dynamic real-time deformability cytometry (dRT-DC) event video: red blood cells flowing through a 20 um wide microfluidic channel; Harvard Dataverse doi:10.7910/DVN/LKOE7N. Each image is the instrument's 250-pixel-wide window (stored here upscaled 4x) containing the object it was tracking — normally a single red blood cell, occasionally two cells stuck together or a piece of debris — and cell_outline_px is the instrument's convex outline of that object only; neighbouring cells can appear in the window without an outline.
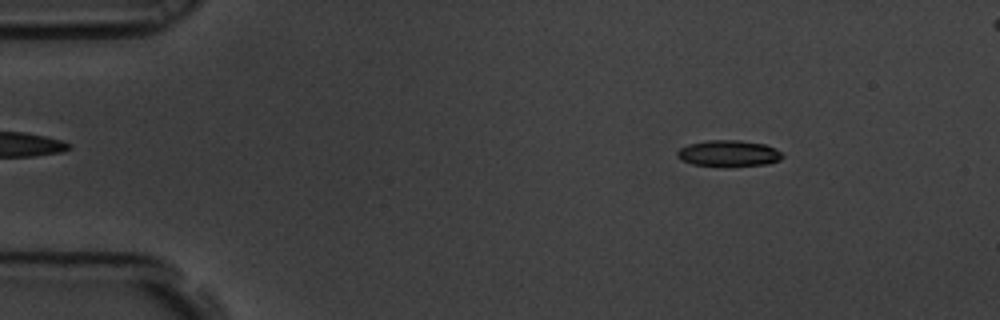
{"species": "common noctule bat (a hibernating species)", "species_latin": "Nyctalus noctula", "temperature_condition": "room temperature", "stored_images_in_passage": 52, "camera_frame_rate_fps": 3000, "um_per_image_px": 0.085, "animal": {"sex": "male", "body_mass_g": 19.5, "forearm_length_mm": 54.6}, "frame": {"image": 1, "passage_image": 1, "time_ms": 0.0, "image_size_px": [1000, 320], "cell_outline_px": [[784, 156], [780, 160], [768, 164], [728, 168], [724, 168], [692, 164], [676, 156], [676, 152], [680, 148], [688, 144], [708, 140], [740, 140], [764, 144], [780, 152]], "centroid_in_image_um": [61.92, 13.07], "position_along_channel_um": 23.1, "area_um2": 16.47}}
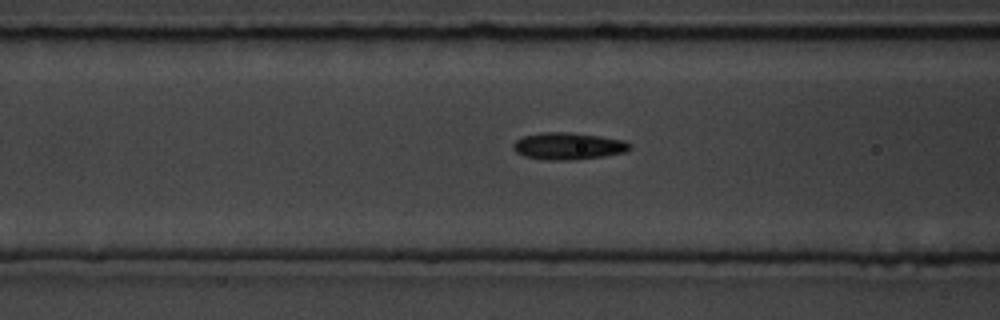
{"frame": {"image": 2, "passage_image": 16, "time_ms": 5.0, "image_size_px": [1000, 320], "cell_outline_px": [[632, 148], [624, 152], [604, 156], [572, 160], [544, 160], [524, 156], [516, 152], [512, 148], [512, 144], [516, 140], [524, 136], [544, 132], [568, 132], [600, 136], [624, 140], [632, 144]], "centroid_in_image_um": [48.3, 12.42], "position_along_channel_um": 118.3, "area_um2": 18.44}}
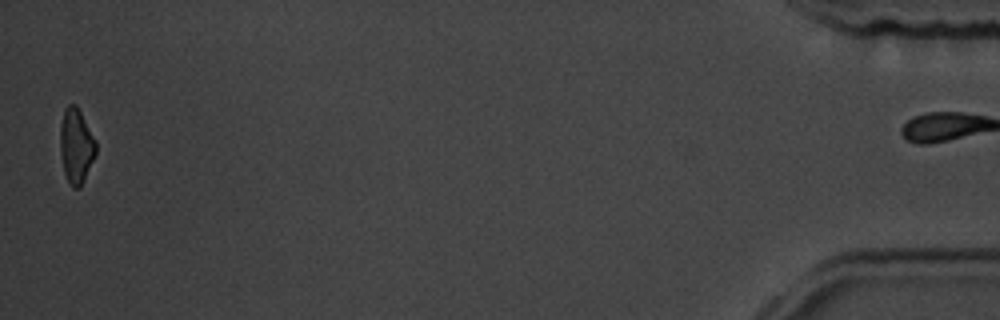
{"frame": {"image": 3, "passage_image": 51, "time_ms": 16.667, "image_size_px": [1000, 320], "cell_outline_px": [[96, 152], [84, 180], [80, 188], [72, 188], [64, 172], [60, 152], [60, 124], [64, 108], [68, 104], [76, 104], [96, 140]], "centroid_in_image_um": [6.46, 12.37], "position_along_channel_um": 428.7, "area_um2": 15.61}, "authors_computed_cell_mechanics": {"area_um2": 17.0221, "velocity_mm_per_s": 3.4718, "shape_relaxation_time_tau1_ms": 3.6425, "shape_relaxation_time_tau2_ms": 2.5226, "deformation_change_tau1": 0.1093, "deformation_change_tau2": 0.0745}}